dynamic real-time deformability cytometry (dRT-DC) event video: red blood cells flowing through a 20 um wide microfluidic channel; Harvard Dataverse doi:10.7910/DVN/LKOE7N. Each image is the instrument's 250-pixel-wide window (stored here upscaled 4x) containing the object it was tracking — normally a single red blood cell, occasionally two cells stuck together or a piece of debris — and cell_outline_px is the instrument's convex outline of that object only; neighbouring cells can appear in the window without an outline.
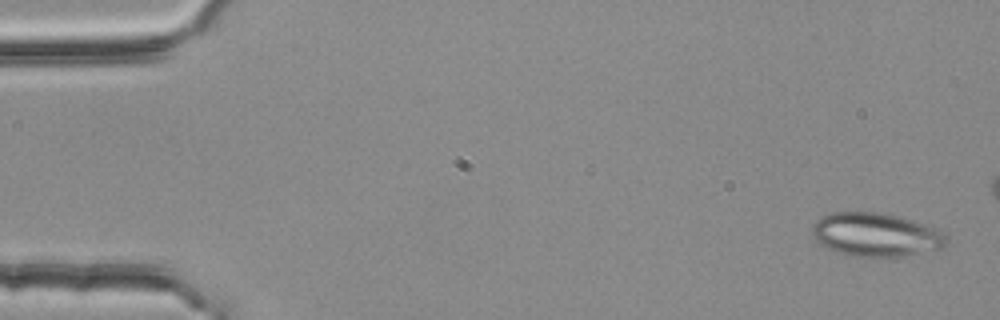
{"species": "common noctule bat (a hibernating species)", "species_latin": "Nyctalus noctula", "temperature_condition": "room temperature", "stored_images_in_passage": 5, "camera_frame_rate_fps": 3000, "um_per_image_px": 0.085, "animal": {"sex": "female", "body_mass_g": 25.1}, "frame": {"image": 1, "passage_image": 1, "time_ms": 0.0, "image_size_px": [1000, 320], "cell_outline_px": [[948, 244], [940, 248], [900, 256], [852, 256], [836, 252], [820, 244], [812, 236], [812, 224], [820, 216], [832, 212], [880, 212], [912, 220], [924, 224], [940, 232], [948, 240]], "centroid_in_image_um": [74.36, 19.93], "position_along_channel_um": 10.6, "area_um2": 33.76}}